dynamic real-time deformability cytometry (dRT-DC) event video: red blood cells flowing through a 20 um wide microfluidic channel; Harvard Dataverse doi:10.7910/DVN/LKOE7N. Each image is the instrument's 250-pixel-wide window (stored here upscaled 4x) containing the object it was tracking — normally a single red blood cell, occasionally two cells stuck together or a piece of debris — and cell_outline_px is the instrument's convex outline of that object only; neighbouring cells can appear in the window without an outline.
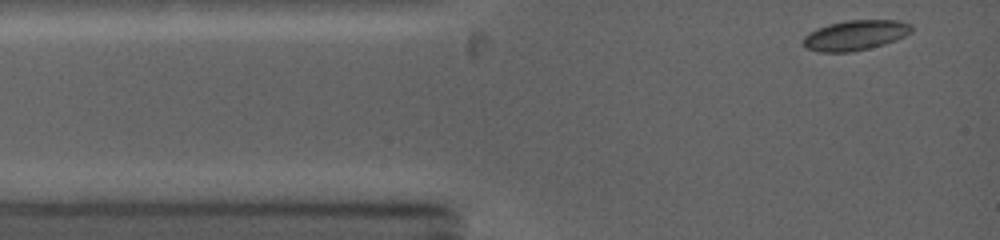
{"species": "common noctule bat (a hibernating species)", "species_latin": "Nyctalus noctula", "temperature_condition": "warm", "stored_images_in_passage": 54, "camera_frame_rate_fps": 5000, "um_per_image_px": 0.085, "animal": {"sex": "female", "body_mass_g": 19.0, "forearm_length_mm": 53.3}, "frame": {"image": 1, "passage_image": 1, "time_ms": 0.0, "image_size_px": [1000, 240], "cell_outline_px": [[912, 32], [896, 40], [884, 44], [868, 48], [848, 52], [820, 52], [804, 48], [804, 36], [808, 32], [816, 28], [828, 24], [844, 20], [896, 20], [912, 24]], "centroid_in_image_um": [72.68, 2.98], "position_along_channel_um": 12.3, "area_um2": 19.07}}
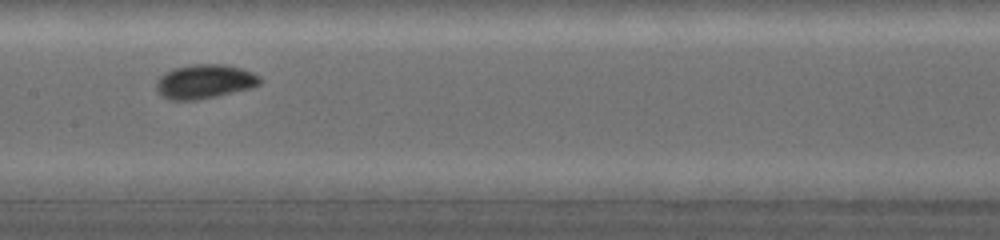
{"frame": {"image": 2, "passage_image": 31, "time_ms": 5.2, "image_size_px": [1000, 240], "cell_outline_px": [[260, 84], [252, 88], [216, 96], [196, 100], [168, 100], [156, 88], [156, 80], [164, 72], [176, 68], [192, 64], [224, 64], [240, 68], [252, 72], [260, 76]], "centroid_in_image_um": [17.39, 6.93], "position_along_channel_um": 190.0, "area_um2": 20.58}}
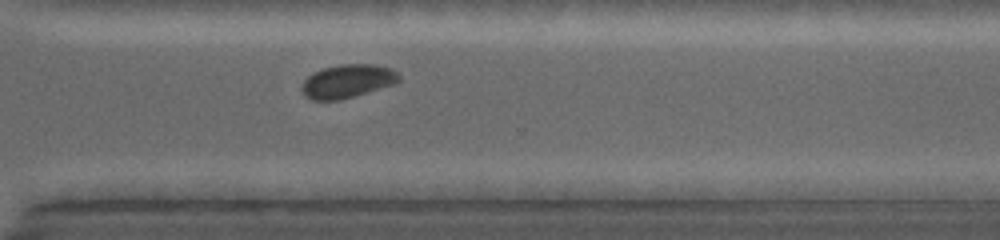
{"frame": {"image": 3, "passage_image": 52, "time_ms": 8.8, "image_size_px": [1000, 240], "cell_outline_px": [[400, 80], [396, 84], [340, 100], [312, 100], [304, 96], [304, 80], [312, 72], [324, 68], [340, 64], [376, 64], [392, 68], [400, 76]], "centroid_in_image_um": [29.58, 6.89], "position_along_channel_um": 341.0, "area_um2": 18.96}}